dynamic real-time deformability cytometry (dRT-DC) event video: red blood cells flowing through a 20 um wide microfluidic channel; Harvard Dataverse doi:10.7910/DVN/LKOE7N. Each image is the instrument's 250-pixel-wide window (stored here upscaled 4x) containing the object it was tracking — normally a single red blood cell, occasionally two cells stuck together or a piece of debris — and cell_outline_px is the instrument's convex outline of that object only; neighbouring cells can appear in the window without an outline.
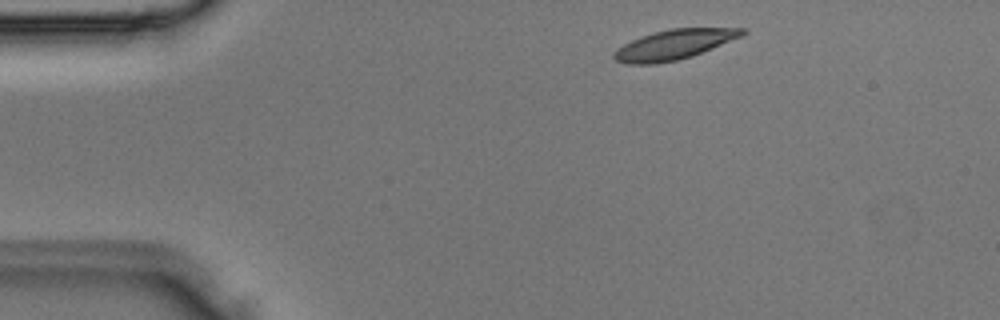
{"species": "Egyptian fruit bat (a non-hibernating species)", "species_latin": "Rousettus aegyptiacus", "temperature_condition": "room temperature", "stored_images_in_passage": 2, "camera_frame_rate_fps": 3000, "um_per_image_px": 0.085, "animal": {"sex": "male"}, "frame": {"image": 1, "passage_image": 1, "time_ms": 0.0, "image_size_px": [1000, 320], "cell_outline_px": [[748, 32], [740, 36], [692, 56], [676, 60], [652, 64], [624, 64], [616, 60], [612, 56], [612, 52], [624, 44], [640, 36], [672, 28], [744, 28]], "centroid_in_image_um": [57.24, 3.79], "position_along_channel_um": 27.8, "area_um2": 21.96}}